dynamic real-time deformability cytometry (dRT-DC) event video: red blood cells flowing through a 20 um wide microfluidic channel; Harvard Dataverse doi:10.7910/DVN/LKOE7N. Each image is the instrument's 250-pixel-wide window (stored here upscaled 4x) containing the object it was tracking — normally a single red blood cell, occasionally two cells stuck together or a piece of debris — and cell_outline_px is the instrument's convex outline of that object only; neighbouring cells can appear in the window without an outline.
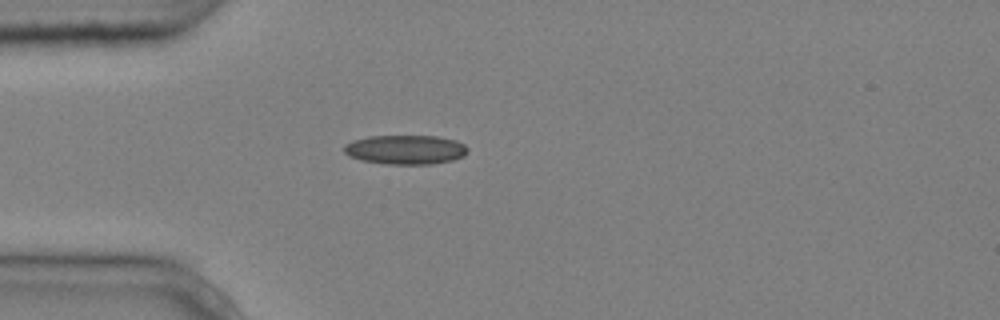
{"species": "common noctule bat (a hibernating species)", "species_latin": "Nyctalus noctula", "temperature_condition": "cold", "stored_images_in_passage": 2, "camera_frame_rate_fps": 3000, "um_per_image_px": 0.085, "animal": {"sex": "male", "body_mass_g": 20.4}, "frame": {"image": 1, "passage_image": 1, "time_ms": 0.0, "image_size_px": [1000, 320], "cell_outline_px": [[468, 152], [464, 156], [452, 160], [432, 164], [388, 164], [360, 160], [348, 156], [344, 152], [344, 144], [352, 140], [368, 136], [436, 136], [456, 140], [464, 144], [468, 148]], "centroid_in_image_um": [34.45, 12.72], "position_along_channel_um": 50.5, "area_um2": 21.27}}